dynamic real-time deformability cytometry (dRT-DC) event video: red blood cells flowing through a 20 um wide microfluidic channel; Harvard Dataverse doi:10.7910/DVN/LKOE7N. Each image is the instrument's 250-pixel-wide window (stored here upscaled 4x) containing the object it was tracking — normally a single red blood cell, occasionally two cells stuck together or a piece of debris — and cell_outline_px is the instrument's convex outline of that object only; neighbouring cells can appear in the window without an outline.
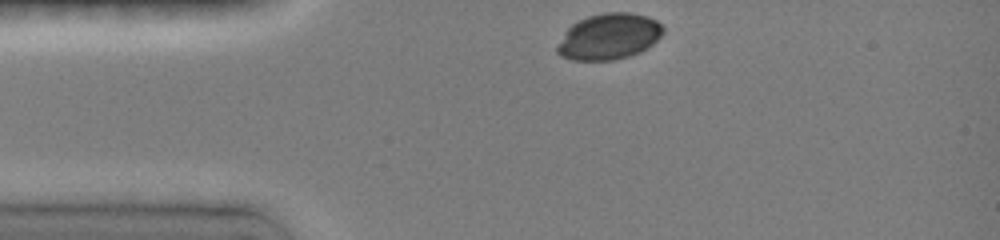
{"species": "common noctule bat (a hibernating species)", "species_latin": "Nyctalus noctula", "temperature_condition": "room temperature", "stored_images_in_passage": 5, "camera_frame_rate_fps": 3000, "um_per_image_px": 0.085, "animal": {"sex": "female", "body_mass_g": 19.0, "forearm_length_mm": 51.5}, "frame": {"image": 1, "passage_image": 1, "time_ms": 0.0, "image_size_px": [1000, 240], "cell_outline_px": [[664, 32], [652, 44], [628, 56], [612, 60], [576, 60], [560, 56], [556, 52], [556, 48], [564, 32], [572, 24], [588, 16], [604, 12], [628, 12], [648, 16], [656, 20], [664, 28]], "centroid_in_image_um": [51.74, 3.09], "position_along_channel_um": 33.3, "area_um2": 28.15}}
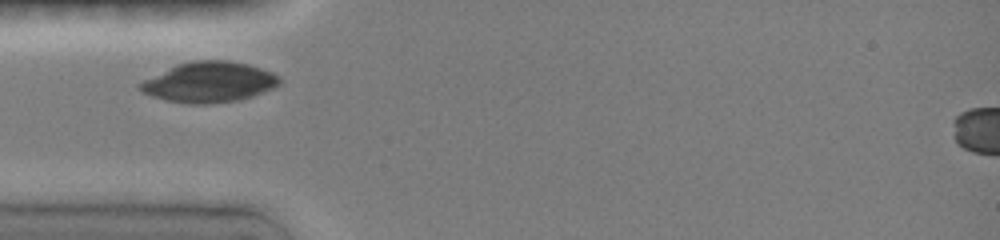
{"frame": {"image": 2, "passage_image": 4, "time_ms": 1.667, "image_size_px": [1000, 240], "cell_outline_px": [[280, 84], [272, 88], [252, 96], [236, 100], [208, 104], [192, 104], [168, 100], [152, 96], [144, 92], [140, 88], [140, 84], [144, 80], [176, 64], [192, 60], [228, 60], [248, 64], [272, 72], [280, 76]], "centroid_in_image_um": [17.8, 6.96], "position_along_channel_um": 67.2, "area_um2": 32.48}}